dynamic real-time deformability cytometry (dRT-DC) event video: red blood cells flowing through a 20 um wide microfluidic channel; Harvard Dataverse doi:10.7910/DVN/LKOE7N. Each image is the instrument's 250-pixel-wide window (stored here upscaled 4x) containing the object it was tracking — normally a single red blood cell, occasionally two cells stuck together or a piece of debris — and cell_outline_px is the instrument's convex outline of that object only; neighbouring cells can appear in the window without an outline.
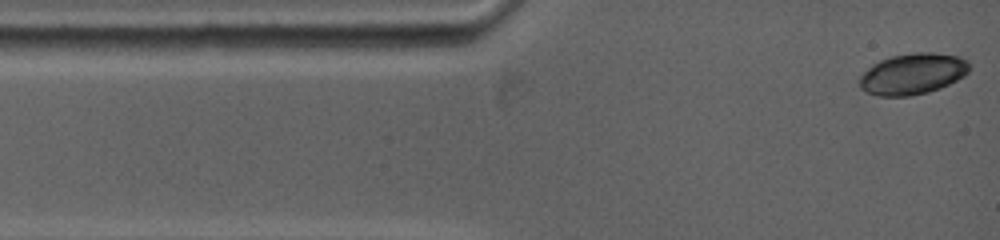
{"species": "common noctule bat (a hibernating species)", "species_latin": "Nyctalus noctula", "temperature_condition": "warm", "stored_images_in_passage": 62, "camera_frame_rate_fps": 5000, "um_per_image_px": 0.085, "animal": {"sex": "female", "body_mass_g": 19.0, "forearm_length_mm": 53.3}, "frame": {"image": 1, "passage_image": 1, "time_ms": 0.0, "image_size_px": [1000, 240], "cell_outline_px": [[968, 72], [964, 76], [940, 88], [928, 92], [908, 96], [876, 96], [860, 88], [860, 76], [872, 64], [880, 60], [892, 56], [912, 52], [932, 52], [960, 56], [968, 60]], "centroid_in_image_um": [77.58, 6.27], "position_along_channel_um": 7.4, "area_um2": 26.3}}
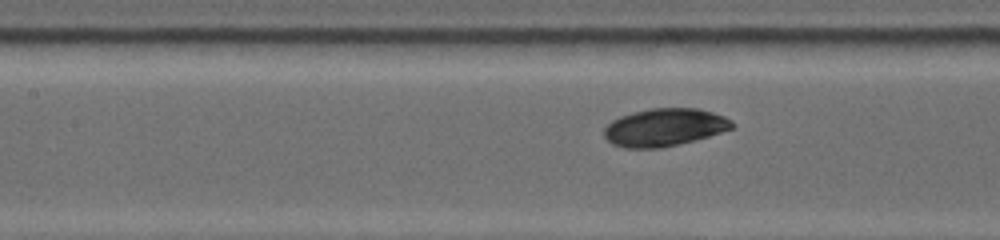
{"frame": {"image": 2, "passage_image": 28, "time_ms": 5.0, "image_size_px": [1000, 240], "cell_outline_px": [[736, 128], [708, 136], [660, 148], [624, 148], [612, 144], [604, 136], [604, 128], [612, 120], [620, 116], [632, 112], [652, 108], [700, 108], [724, 116], [732, 120], [736, 124]], "centroid_in_image_um": [56.5, 10.81], "position_along_channel_um": 150.9, "area_um2": 28.21}}
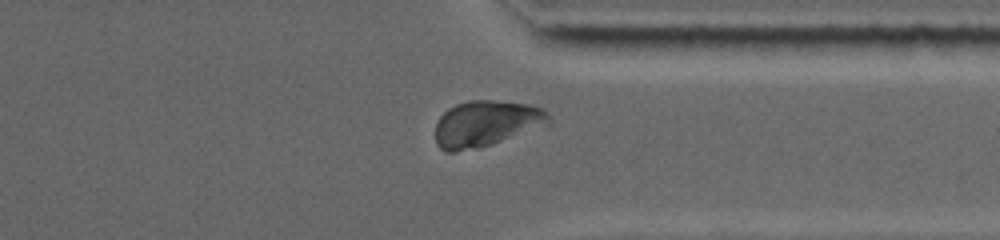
{"frame": {"image": 3, "passage_image": 54, "time_ms": 10.8, "image_size_px": [1000, 240], "cell_outline_px": [[552, 124], [492, 144], [476, 148], [456, 152], [444, 152], [436, 144], [436, 120], [448, 108], [456, 104], [468, 100], [492, 100], [528, 104], [544, 108], [548, 112], [552, 120]], "centroid_in_image_um": [41.35, 10.5], "position_along_channel_um": 370.1, "area_um2": 30.87}}